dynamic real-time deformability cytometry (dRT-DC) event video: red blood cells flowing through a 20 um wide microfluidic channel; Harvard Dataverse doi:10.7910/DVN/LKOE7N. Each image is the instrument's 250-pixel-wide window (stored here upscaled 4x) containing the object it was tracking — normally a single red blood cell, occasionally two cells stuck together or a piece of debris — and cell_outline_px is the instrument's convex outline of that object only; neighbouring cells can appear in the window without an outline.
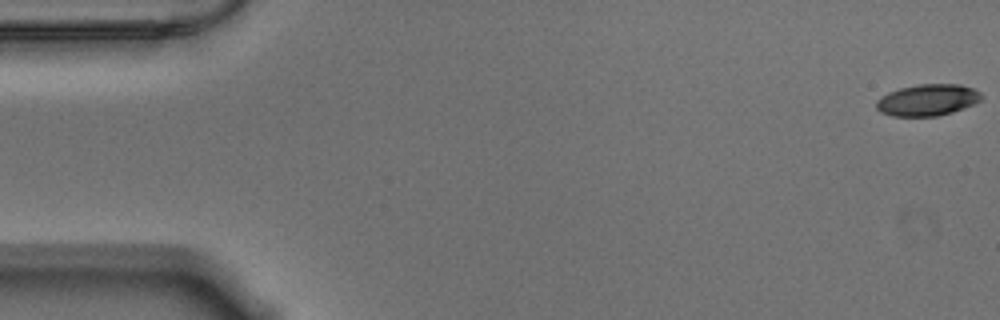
{"species": "Egyptian fruit bat (a non-hibernating species)", "species_latin": "Rousettus aegyptiacus", "temperature_condition": "warm", "stored_images_in_passage": 57, "camera_frame_rate_fps": 3000, "um_per_image_px": 0.085, "animal": {"sex": "male"}, "frame": {"image": 1, "passage_image": 1, "time_ms": 0.0, "image_size_px": [1000, 320], "cell_outline_px": [[984, 96], [980, 100], [964, 108], [952, 112], [936, 116], [892, 116], [880, 112], [876, 108], [876, 100], [880, 96], [888, 92], [900, 88], [920, 84], [960, 84], [972, 88], [980, 92]], "centroid_in_image_um": [78.82, 8.5], "position_along_channel_um": 6.2, "area_um2": 19.36}}
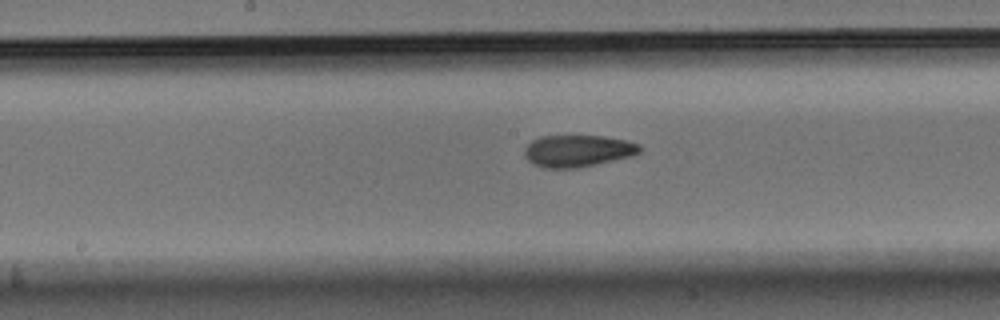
{"frame": {"image": 2, "passage_image": 29, "time_ms": 9.333, "image_size_px": [1000, 320], "cell_outline_px": [[644, 148], [640, 152], [632, 156], [596, 164], [576, 168], [544, 168], [532, 164], [528, 160], [524, 152], [524, 148], [532, 140], [540, 136], [600, 136], [624, 140], [640, 144]], "centroid_in_image_um": [49.11, 12.83], "position_along_channel_um": 199.1, "area_um2": 21.44}}
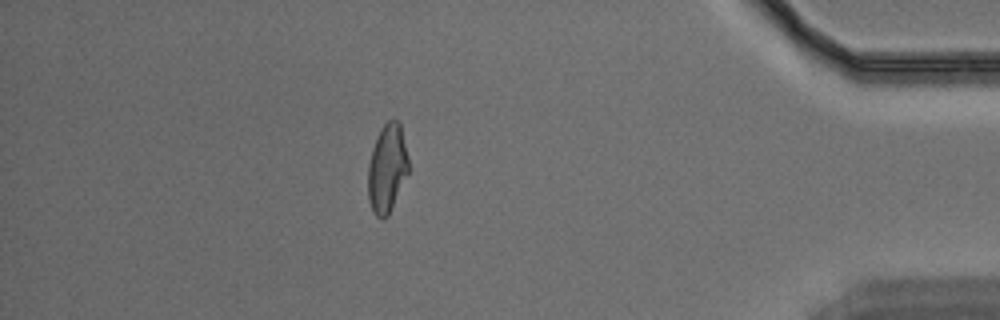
{"frame": {"image": 3, "passage_image": 50, "time_ms": 16.333, "image_size_px": [1000, 320], "cell_outline_px": [[408, 172], [388, 216], [384, 220], [380, 220], [376, 216], [368, 200], [368, 164], [372, 148], [376, 136], [380, 128], [388, 120], [400, 120], [408, 156]], "centroid_in_image_um": [32.89, 14.29], "position_along_channel_um": 402.3, "area_um2": 21.04}, "authors_computed_cell_mechanics": {"area_um2": 21.097, "velocity_mm_per_s": 3.5413, "shape_relaxation_time_tau1_ms": 5.008, "shape_relaxation_time_tau2_ms": 2.1475, "deformation_change_tau1": 0.1665, "deformation_change_tau2": 0.0874}}